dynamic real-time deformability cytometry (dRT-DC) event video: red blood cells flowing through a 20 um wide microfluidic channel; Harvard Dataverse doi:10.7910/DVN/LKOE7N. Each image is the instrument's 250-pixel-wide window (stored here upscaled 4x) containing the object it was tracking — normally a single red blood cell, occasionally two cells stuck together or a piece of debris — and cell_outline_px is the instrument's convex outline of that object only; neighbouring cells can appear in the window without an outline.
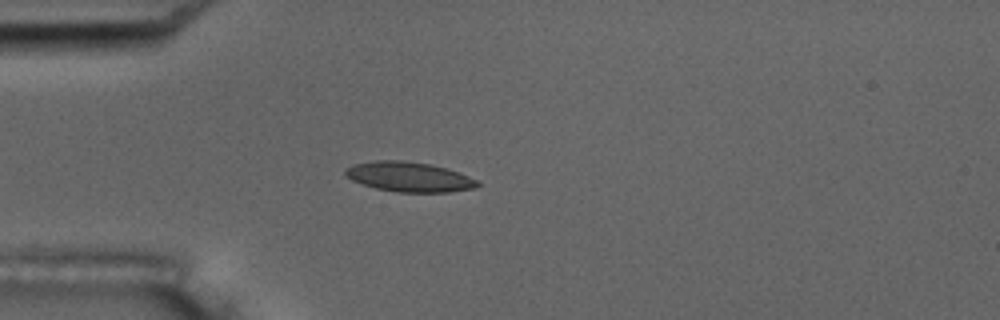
{"species": "common noctule bat (a hibernating species)", "species_latin": "Nyctalus noctula", "temperature_condition": "room temperature", "stored_images_in_passage": 5, "camera_frame_rate_fps": 3000, "um_per_image_px": 0.085, "animal": {"sex": "male", "body_mass_g": 17.5, "forearm_length_mm": 52.3}, "frame": {"image": 1, "passage_image": 4, "time_ms": 3.333, "image_size_px": [1000, 320], "cell_outline_px": [[480, 184], [476, 188], [448, 192], [396, 192], [376, 188], [352, 180], [344, 176], [344, 168], [352, 164], [376, 160], [400, 160], [428, 164], [460, 172], [476, 180]], "centroid_in_image_um": [34.73, 15.03], "position_along_channel_um": 50.3, "area_um2": 22.95}}